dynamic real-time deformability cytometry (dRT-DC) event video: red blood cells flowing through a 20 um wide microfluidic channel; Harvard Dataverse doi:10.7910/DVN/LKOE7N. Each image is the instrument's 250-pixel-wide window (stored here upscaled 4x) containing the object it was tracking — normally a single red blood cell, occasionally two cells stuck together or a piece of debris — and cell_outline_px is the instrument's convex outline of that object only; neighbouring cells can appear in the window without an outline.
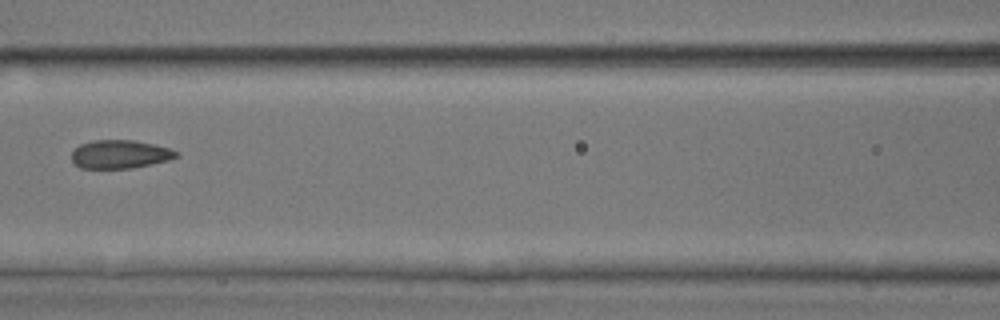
{"species": "common noctule bat (a hibernating species)", "species_latin": "Nyctalus noctula", "temperature_condition": "room temperature", "stored_images_in_passage": 4, "camera_frame_rate_fps": 3000, "um_per_image_px": 0.085, "animal": {"sex": "male", "body_mass_g": 17.9, "forearm_length_mm": 54.2}, "frame": {"image": 1, "passage_image": 4, "time_ms": 4.333, "image_size_px": [1000, 320], "cell_outline_px": [[180, 156], [168, 160], [132, 168], [80, 168], [72, 160], [72, 152], [80, 144], [92, 140], [132, 140], [152, 144], [168, 148], [180, 152]], "centroid_in_image_um": [10.2, 13.11], "position_along_channel_um": 156.4, "area_um2": 17.22}}